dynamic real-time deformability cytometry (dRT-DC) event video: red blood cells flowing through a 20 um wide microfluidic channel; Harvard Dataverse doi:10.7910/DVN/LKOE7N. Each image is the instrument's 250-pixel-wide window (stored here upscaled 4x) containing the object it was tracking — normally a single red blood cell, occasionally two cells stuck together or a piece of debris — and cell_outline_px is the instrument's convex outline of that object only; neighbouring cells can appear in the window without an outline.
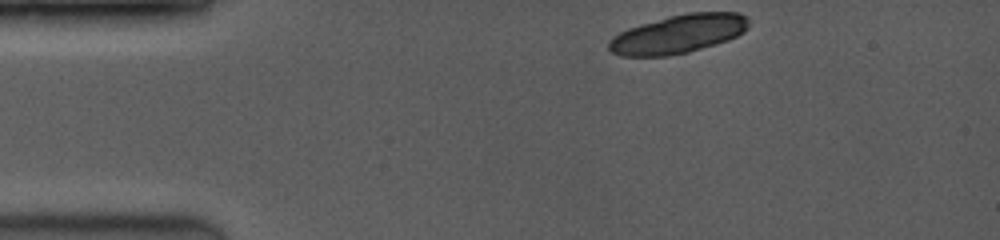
{"species": "common noctule bat (a hibernating species)", "species_latin": "Nyctalus noctula", "temperature_condition": "room temperature", "stored_images_in_passage": 8, "camera_frame_rate_fps": 3500, "um_per_image_px": 0.085, "animal": {"sex": "female", "body_mass_g": 19.0, "forearm_length_mm": 53.3}, "frame": {"image": 1, "passage_image": 1, "time_ms": 0.0, "image_size_px": [1000, 240], "cell_outline_px": [[748, 28], [744, 32], [728, 40], [688, 52], [668, 56], [620, 56], [612, 52], [608, 48], [608, 40], [612, 36], [628, 28], [668, 16], [692, 12], [740, 12], [748, 16]], "centroid_in_image_um": [57.66, 2.88], "position_along_channel_um": 27.3, "area_um2": 31.56}}